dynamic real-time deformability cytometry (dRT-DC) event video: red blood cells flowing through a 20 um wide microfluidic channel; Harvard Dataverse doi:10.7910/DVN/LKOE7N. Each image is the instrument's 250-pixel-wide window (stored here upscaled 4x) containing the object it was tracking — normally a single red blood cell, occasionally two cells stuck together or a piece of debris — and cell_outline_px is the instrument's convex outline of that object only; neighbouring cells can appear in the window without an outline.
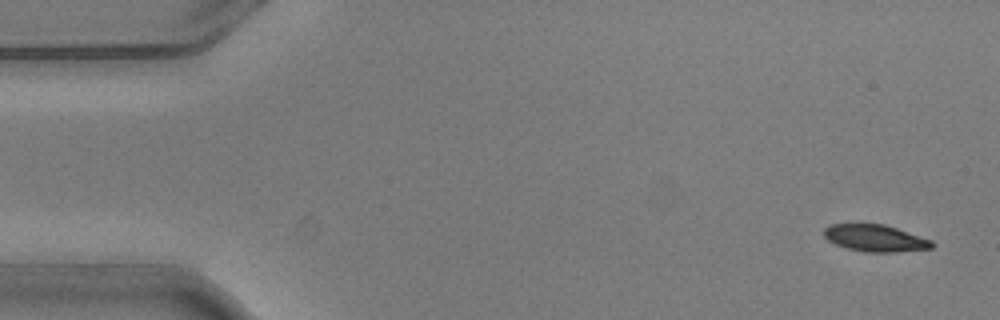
{"species": "common noctule bat (a hibernating species)", "species_latin": "Nyctalus noctula", "temperature_condition": "warm", "stored_images_in_passage": 6, "camera_frame_rate_fps": 3000, "um_per_image_px": 0.085, "animal": {"sex": "male", "body_mass_g": 20.5, "forearm_length_mm": 52.5}, "frame": {"image": 1, "passage_image": 1, "time_ms": 0.0, "image_size_px": [1000, 320], "cell_outline_px": [[932, 248], [896, 252], [864, 252], [844, 248], [828, 240], [824, 236], [824, 228], [832, 224], [884, 224], [932, 240]], "centroid_in_image_um": [74.37, 20.25], "position_along_channel_um": 10.6, "area_um2": 16.82}}
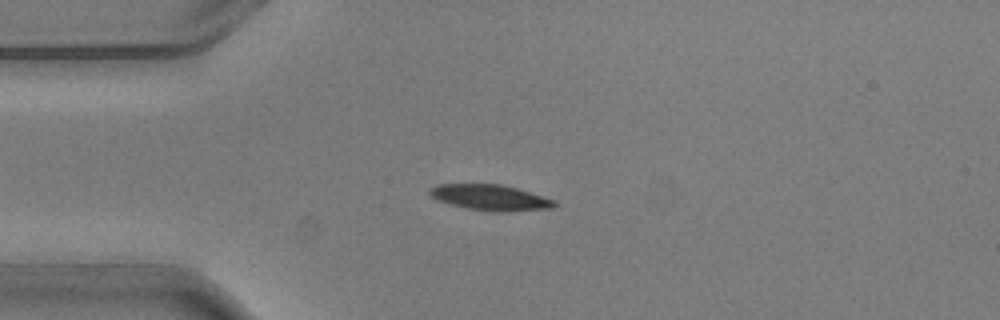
{"frame": {"image": 2, "passage_image": 4, "time_ms": 1.0, "image_size_px": [1000, 320], "cell_outline_px": [[556, 208], [504, 212], [500, 212], [468, 208], [436, 200], [428, 192], [432, 188], [440, 184], [500, 184], [516, 188], [556, 200]], "centroid_in_image_um": [41.73, 16.79], "position_along_channel_um": 43.3, "area_um2": 18.5}}
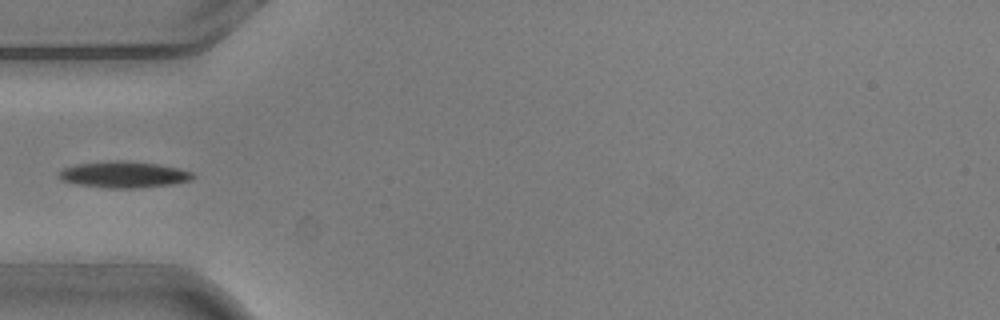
{"frame": {"image": 3, "passage_image": 5, "time_ms": 1.333, "image_size_px": [1000, 320], "cell_outline_px": [[196, 176], [192, 180], [172, 184], [136, 188], [108, 188], [80, 184], [60, 180], [56, 176], [56, 172], [64, 168], [76, 164], [116, 160], [124, 160], [156, 164], [180, 168], [192, 172]], "centroid_in_image_um": [10.51, 14.83], "position_along_channel_um": 74.5, "area_um2": 20.63}}